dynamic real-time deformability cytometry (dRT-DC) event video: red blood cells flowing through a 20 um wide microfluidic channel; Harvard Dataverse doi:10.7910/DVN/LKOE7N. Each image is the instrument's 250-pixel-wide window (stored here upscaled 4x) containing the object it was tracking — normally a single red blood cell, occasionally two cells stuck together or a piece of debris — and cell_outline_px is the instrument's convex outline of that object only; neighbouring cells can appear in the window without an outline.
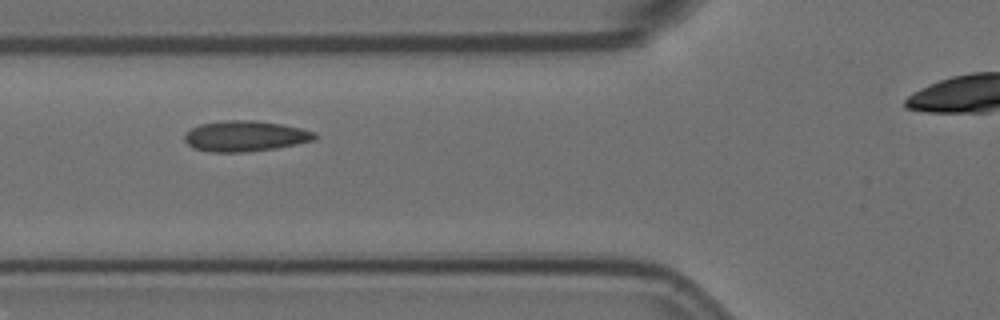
{"species": "Egyptian fruit bat (a non-hibernating species)", "species_latin": "Rousettus aegyptiacus", "temperature_condition": "room temperature", "stored_images_in_passage": 7, "segment_of_instrument_passage": [1, 2], "camera_frame_rate_fps": 3000, "um_per_image_px": 0.085, "animal": {"sex": "female"}, "frame": {"image": 1, "passage_image": 5, "time_ms": 1.333, "image_size_px": [1000, 320], "cell_outline_px": [[316, 140], [276, 148], [244, 152], [212, 152], [192, 148], [184, 140], [184, 136], [192, 128], [200, 124], [228, 120], [256, 120], [280, 124], [300, 128], [316, 132]], "centroid_in_image_um": [20.85, 11.57], "position_along_channel_um": 105.0, "area_um2": 23.18}}
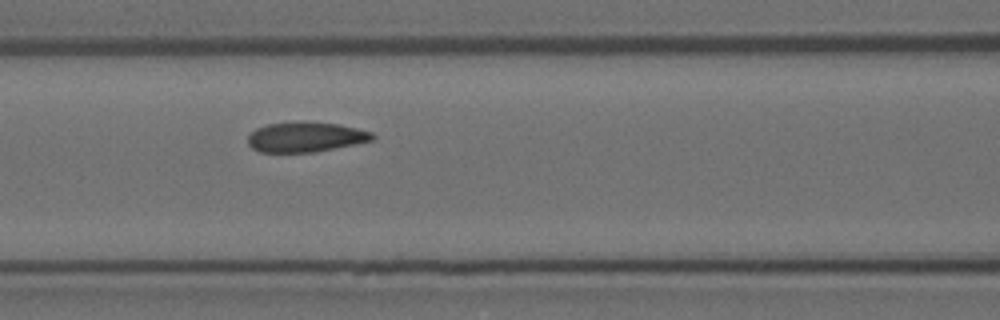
{"frame": {"image": 2, "passage_image": 6, "time_ms": 1.667, "image_size_px": [1000, 320], "cell_outline_px": [[376, 140], [316, 152], [260, 152], [252, 148], [248, 144], [248, 136], [256, 128], [268, 124], [300, 120], [304, 120], [336, 124], [356, 128], [372, 132], [376, 136]], "centroid_in_image_um": [26.0, 11.63], "position_along_channel_um": 140.6, "area_um2": 22.14}}